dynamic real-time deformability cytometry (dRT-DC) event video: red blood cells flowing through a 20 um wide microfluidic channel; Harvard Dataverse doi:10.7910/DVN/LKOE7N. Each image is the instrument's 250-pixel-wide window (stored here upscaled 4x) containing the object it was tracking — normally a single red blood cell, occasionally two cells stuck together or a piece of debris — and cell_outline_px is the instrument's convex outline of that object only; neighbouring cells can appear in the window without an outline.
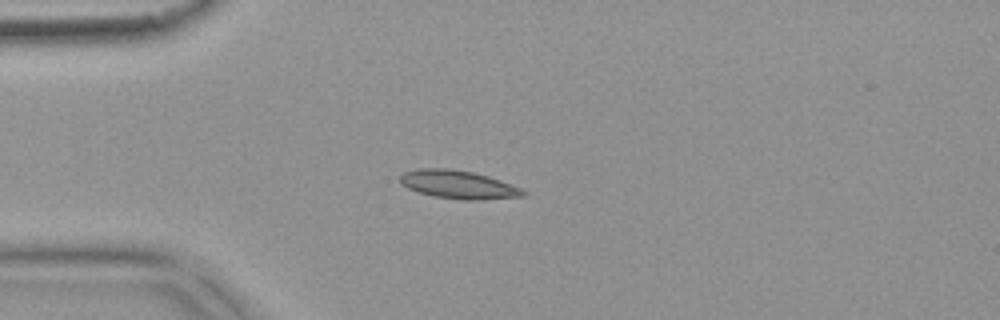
{"species": "common noctule bat (a hibernating species)", "species_latin": "Nyctalus noctula", "temperature_condition": "warm", "stored_images_in_passage": 6, "camera_frame_rate_fps": 3000, "um_per_image_px": 0.085, "animal": {"sex": "female", "body_mass_g": 18.4}, "frame": {"image": 1, "passage_image": 5, "time_ms": 1.333, "image_size_px": [1000, 320], "cell_outline_px": [[528, 192], [524, 196], [480, 200], [464, 200], [432, 196], [408, 188], [400, 184], [400, 176], [404, 172], [420, 168], [448, 168], [472, 172], [488, 176], [520, 188]], "centroid_in_image_um": [38.94, 15.69], "position_along_channel_um": 46.1, "area_um2": 20.17}}